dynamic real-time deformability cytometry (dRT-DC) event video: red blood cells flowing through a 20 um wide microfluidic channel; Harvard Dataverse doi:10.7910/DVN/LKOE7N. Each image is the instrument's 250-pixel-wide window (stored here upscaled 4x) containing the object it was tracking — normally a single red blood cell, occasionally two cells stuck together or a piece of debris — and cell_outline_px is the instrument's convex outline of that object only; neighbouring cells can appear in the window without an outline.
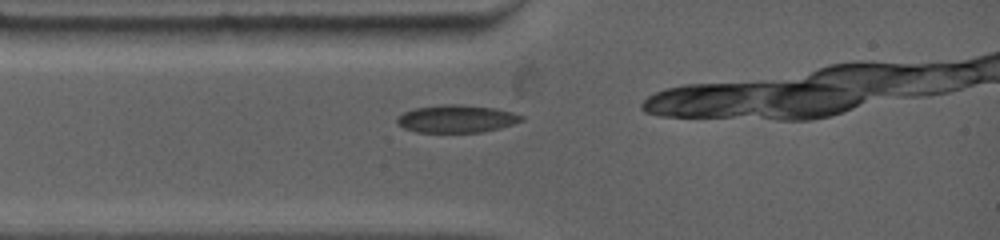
{"species": "common noctule bat (a hibernating species)", "species_latin": "Nyctalus noctula", "temperature_condition": "warm", "stored_images_in_passage": 4, "camera_frame_rate_fps": 4500, "um_per_image_px": 0.085, "animal": {"sex": "female", "body_mass_g": 19.0, "forearm_length_mm": 53.3}, "frame": {"image": 1, "passage_image": 1, "time_ms": 0.0, "image_size_px": [1000, 240], "cell_outline_px": [[524, 120], [500, 128], [480, 132], [416, 132], [404, 128], [396, 120], [396, 116], [404, 112], [416, 108], [444, 104], [460, 104], [496, 108], [512, 112], [524, 116]], "centroid_in_image_um": [38.82, 10.09], "position_along_channel_um": 46.2, "area_um2": 20.0}}